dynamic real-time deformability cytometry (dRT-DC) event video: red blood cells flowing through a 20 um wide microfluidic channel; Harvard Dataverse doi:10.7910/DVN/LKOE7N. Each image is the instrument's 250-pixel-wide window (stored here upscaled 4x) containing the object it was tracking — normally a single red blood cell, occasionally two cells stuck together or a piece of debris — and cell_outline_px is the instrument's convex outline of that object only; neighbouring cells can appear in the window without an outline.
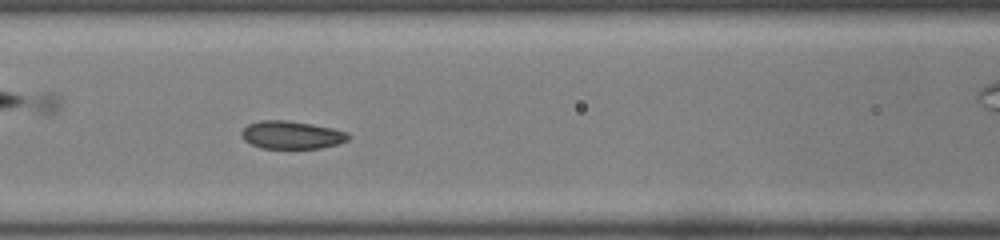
{"species": "common noctule bat (a hibernating species)", "species_latin": "Nyctalus noctula", "temperature_condition": "room temperature", "stored_images_in_passage": 39, "camera_frame_rate_fps": 3000, "um_per_image_px": 0.085, "animal": {"sex": "male", "body_mass_g": 19.0, "forearm_length_mm": 50.8}, "frame": {"image": 1, "passage_image": 10, "time_ms": 3.0, "image_size_px": [1000, 240], "cell_outline_px": [[352, 136], [348, 140], [336, 144], [320, 148], [260, 148], [244, 140], [240, 136], [240, 132], [248, 124], [260, 120], [288, 120], [312, 124], [332, 128], [348, 132]], "centroid_in_image_um": [24.78, 11.46], "position_along_channel_um": 141.8, "area_um2": 17.46}}
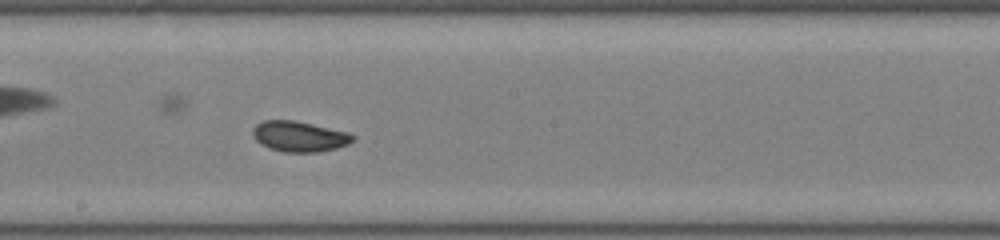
{"frame": {"image": 2, "passage_image": 16, "time_ms": 5.0, "image_size_px": [1000, 240], "cell_outline_px": [[356, 136], [348, 144], [336, 148], [316, 152], [284, 152], [268, 148], [260, 144], [252, 136], [252, 128], [256, 124], [264, 120], [292, 120], [312, 124], [348, 132]], "centroid_in_image_um": [25.4, 11.59], "position_along_channel_um": 222.8, "area_um2": 17.8}}
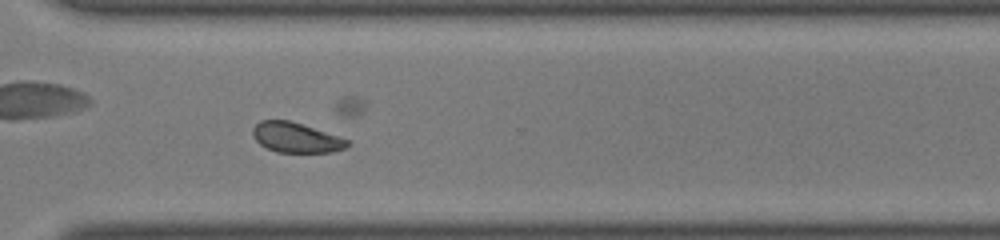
{"frame": {"image": 3, "passage_image": 25, "time_ms": 8.0, "image_size_px": [1000, 240], "cell_outline_px": [[348, 144], [344, 148], [332, 152], [276, 152], [260, 144], [252, 136], [252, 128], [260, 120], [288, 120], [348, 140]], "centroid_in_image_um": [25.08, 11.7], "position_along_channel_um": 345.5, "area_um2": 16.13}}